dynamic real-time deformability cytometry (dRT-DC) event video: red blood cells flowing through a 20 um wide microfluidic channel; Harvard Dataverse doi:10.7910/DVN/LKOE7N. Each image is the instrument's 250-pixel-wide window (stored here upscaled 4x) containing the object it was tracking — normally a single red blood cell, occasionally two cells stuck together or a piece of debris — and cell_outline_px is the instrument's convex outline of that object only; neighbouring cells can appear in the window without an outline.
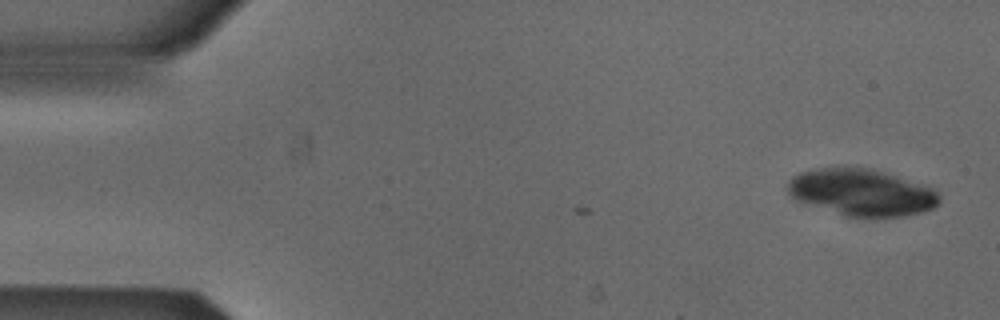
{"species": "Egyptian fruit bat (a non-hibernating species)", "species_latin": "Rousettus aegyptiacus", "temperature_condition": "cold", "stored_images_in_passage": 7, "camera_frame_rate_fps": 3000, "um_per_image_px": 0.085, "animal": {"sex": "male"}, "frame": {"image": 1, "passage_image": 1, "time_ms": 0.0, "image_size_px": [1000, 320], "cell_outline_px": [[940, 204], [924, 212], [904, 216], [844, 216], [796, 200], [788, 192], [788, 184], [792, 176], [800, 172], [816, 168], [840, 164], [856, 164], [872, 168], [936, 188], [940, 196]], "centroid_in_image_um": [73.25, 16.3], "position_along_channel_um": 11.7, "area_um2": 42.37}}